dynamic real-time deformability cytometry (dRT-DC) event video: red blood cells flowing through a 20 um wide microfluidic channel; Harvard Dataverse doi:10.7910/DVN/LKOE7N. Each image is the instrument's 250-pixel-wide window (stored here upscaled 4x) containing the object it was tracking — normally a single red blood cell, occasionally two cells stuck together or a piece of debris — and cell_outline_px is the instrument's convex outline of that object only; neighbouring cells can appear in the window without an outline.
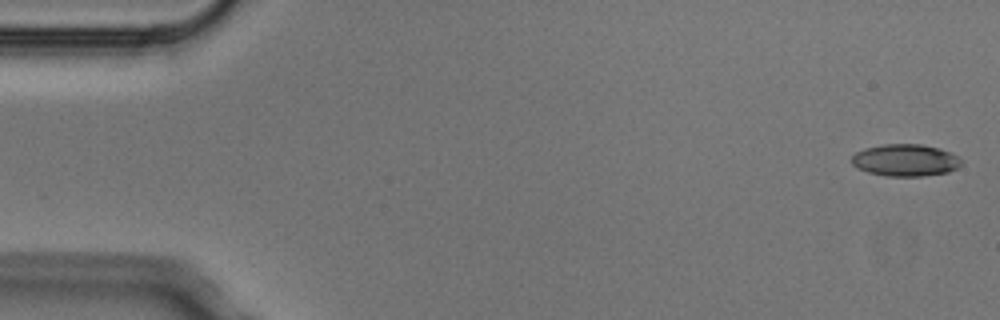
{"species": "Egyptian fruit bat (a non-hibernating species)", "species_latin": "Rousettus aegyptiacus", "temperature_condition": "cold", "stored_images_in_passage": 5, "camera_frame_rate_fps": 3000, "um_per_image_px": 0.085, "animal": {"sex": "male"}, "frame": {"image": 1, "passage_image": 1, "time_ms": 0.0, "image_size_px": [1000, 320], "cell_outline_px": [[960, 164], [956, 168], [948, 172], [924, 176], [888, 176], [868, 172], [856, 168], [852, 164], [852, 156], [856, 152], [864, 148], [884, 144], [920, 144], [940, 148], [956, 156], [960, 160]], "centroid_in_image_um": [76.91, 13.62], "position_along_channel_um": 8.1, "area_um2": 20.35}}
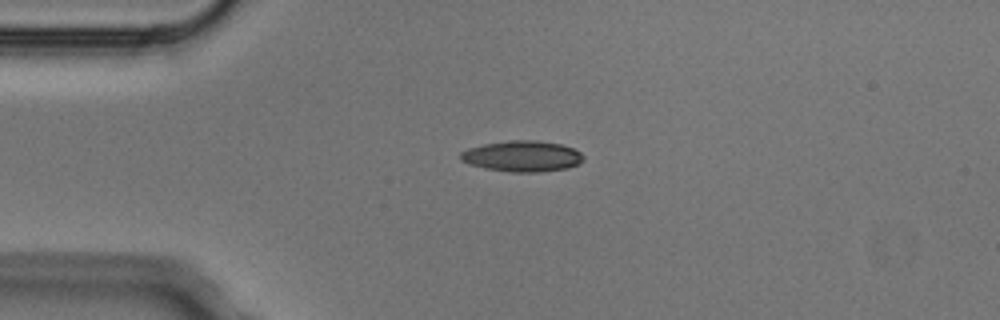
{"frame": {"image": 2, "passage_image": 4, "time_ms": 1.0, "image_size_px": [1000, 320], "cell_outline_px": [[584, 160], [580, 164], [568, 168], [536, 172], [512, 172], [484, 168], [468, 164], [460, 160], [460, 152], [468, 148], [484, 144], [508, 140], [536, 140], [560, 144], [572, 148], [580, 152], [584, 156]], "centroid_in_image_um": [44.39, 13.28], "position_along_channel_um": 40.6, "area_um2": 22.25}}